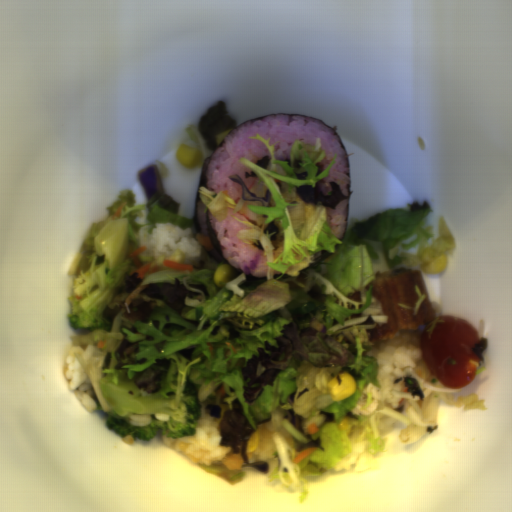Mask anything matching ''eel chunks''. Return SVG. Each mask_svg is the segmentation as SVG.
Masks as SVG:
<instances>
[{
    "instance_id": "obj_1",
    "label": "eel chunks",
    "mask_w": 512,
    "mask_h": 512,
    "mask_svg": "<svg viewBox=\"0 0 512 512\" xmlns=\"http://www.w3.org/2000/svg\"><path fill=\"white\" fill-rule=\"evenodd\" d=\"M371 293L387 318V323L369 331L366 338L371 343L393 338L400 330H422L436 317L418 268L375 274Z\"/></svg>"
}]
</instances>
